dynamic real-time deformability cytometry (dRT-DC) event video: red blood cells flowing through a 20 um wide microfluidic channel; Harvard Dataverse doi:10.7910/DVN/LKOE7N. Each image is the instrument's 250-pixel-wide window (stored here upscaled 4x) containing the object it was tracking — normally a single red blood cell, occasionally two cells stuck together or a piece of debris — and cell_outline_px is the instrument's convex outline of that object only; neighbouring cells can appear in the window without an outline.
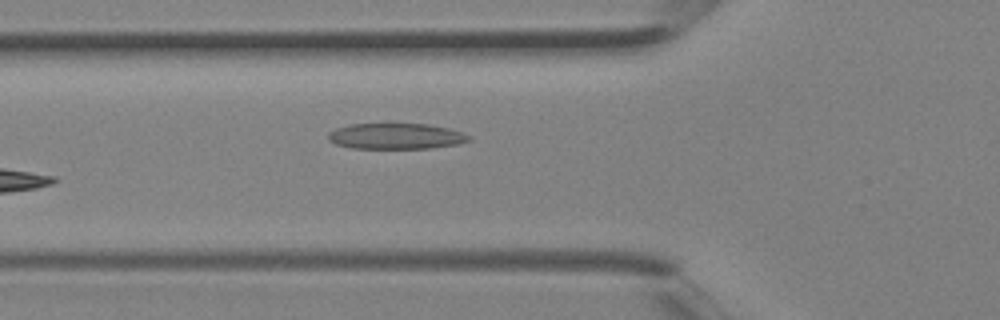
{"species": "Egyptian fruit bat (a non-hibernating species)", "species_latin": "Rousettus aegyptiacus", "temperature_condition": "room temperature", "stored_images_in_passage": 4, "camera_frame_rate_fps": 3000, "um_per_image_px": 0.085, "animal": {"sex": "female"}, "frame": {"image": 1, "passage_image": 4, "time_ms": 1.0, "image_size_px": [1000, 320], "cell_outline_px": [[472, 140], [456, 144], [428, 148], [352, 148], [336, 144], [328, 140], [328, 132], [336, 128], [348, 124], [428, 124], [448, 128], [464, 132], [472, 136]], "centroid_in_image_um": [33.67, 11.57], "position_along_channel_um": 92.1, "area_um2": 21.21}}